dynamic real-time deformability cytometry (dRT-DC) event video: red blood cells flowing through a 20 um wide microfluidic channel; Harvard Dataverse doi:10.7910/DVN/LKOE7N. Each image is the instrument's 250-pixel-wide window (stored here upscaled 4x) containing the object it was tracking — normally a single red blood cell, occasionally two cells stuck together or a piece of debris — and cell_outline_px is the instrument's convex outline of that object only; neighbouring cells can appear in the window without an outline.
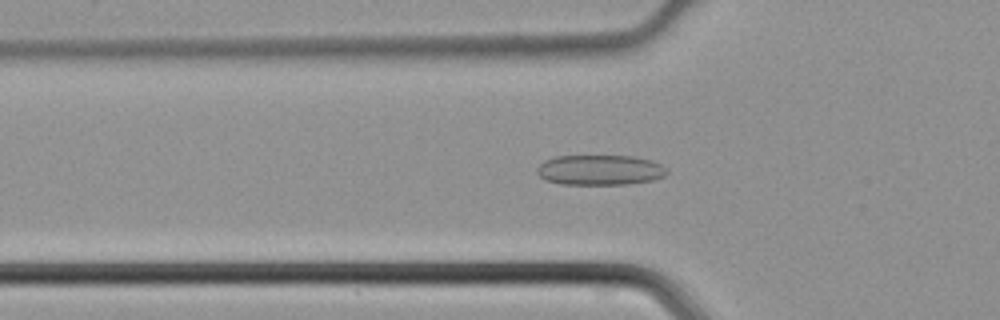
{"species": "common noctule bat (a hibernating species)", "species_latin": "Nyctalus noctula", "temperature_condition": "cold", "stored_images_in_passage": 43, "camera_frame_rate_fps": 3000, "um_per_image_px": 0.085, "animal": {"sex": "male", "body_mass_g": 21.5, "forearm_length_mm": 52.0}, "frame": {"image": 1, "passage_image": 13, "time_ms": 4.0, "image_size_px": [1000, 320], "cell_outline_px": [[668, 172], [664, 176], [652, 180], [628, 184], [560, 184], [544, 180], [536, 172], [536, 168], [544, 160], [556, 156], [636, 156], [652, 160], [660, 164]], "centroid_in_image_um": [50.96, 14.45], "position_along_channel_um": 74.8, "area_um2": 22.95}}
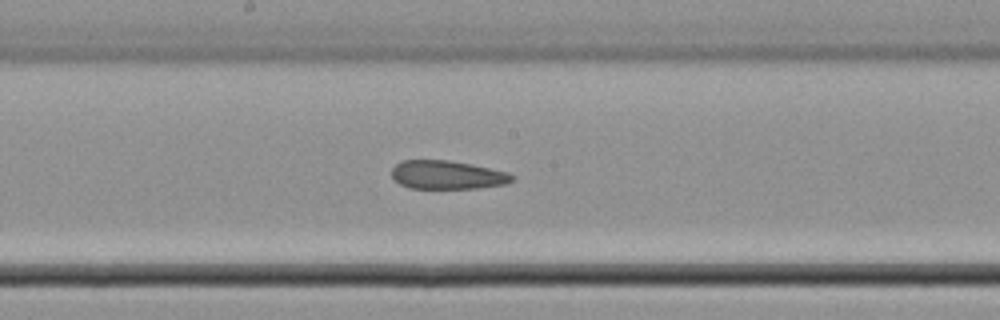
{"frame": {"image": 2, "passage_image": 22, "time_ms": 7.0, "image_size_px": [1000, 320], "cell_outline_px": [[516, 176], [512, 180], [504, 184], [476, 188], [408, 188], [400, 184], [392, 176], [392, 168], [396, 164], [404, 160], [448, 160], [472, 164], [508, 172]], "centroid_in_image_um": [38.02, 14.86], "position_along_channel_um": 210.2, "area_um2": 19.94}}
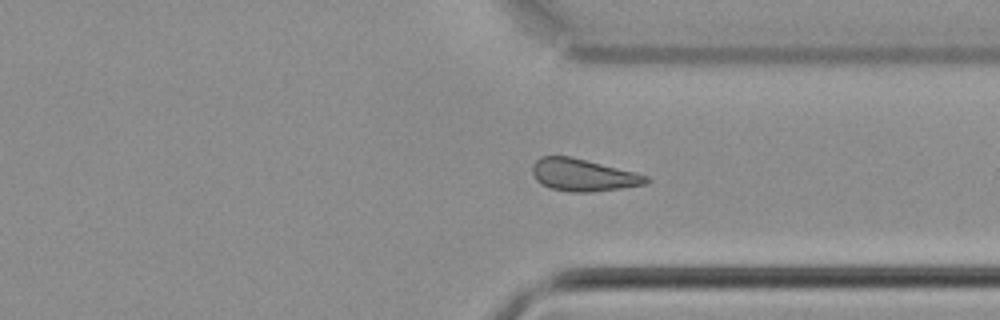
{"frame": {"image": 3, "passage_image": 32, "time_ms": 10.333, "image_size_px": [1000, 320], "cell_outline_px": [[652, 180], [644, 184], [620, 188], [588, 192], [572, 192], [552, 188], [540, 184], [536, 180], [532, 172], [532, 164], [540, 156], [568, 156], [636, 172], [648, 176]], "centroid_in_image_um": [49.55, 14.87], "position_along_channel_um": 361.9, "area_um2": 21.21}}